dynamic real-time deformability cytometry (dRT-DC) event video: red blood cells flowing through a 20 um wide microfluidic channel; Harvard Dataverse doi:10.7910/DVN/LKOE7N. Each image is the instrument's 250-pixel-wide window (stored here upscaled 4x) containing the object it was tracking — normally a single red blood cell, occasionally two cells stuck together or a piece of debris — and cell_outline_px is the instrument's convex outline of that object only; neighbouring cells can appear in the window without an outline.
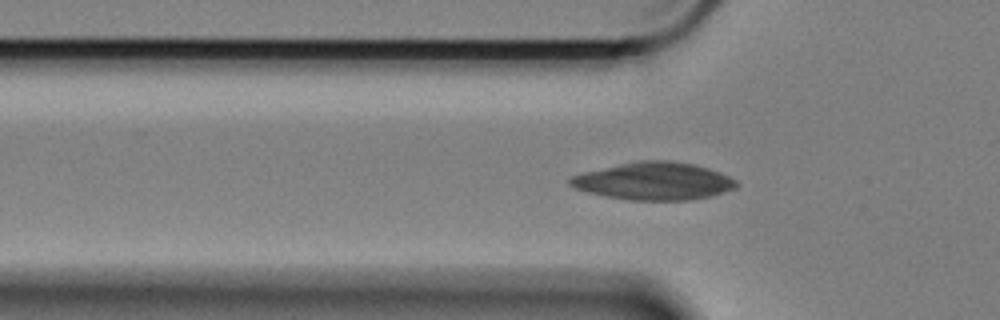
{"species": "Egyptian fruit bat (a non-hibernating species)", "species_latin": "Rousettus aegyptiacus", "temperature_condition": "cold", "stored_images_in_passage": 49, "camera_frame_rate_fps": 3000, "um_per_image_px": 0.085, "animal": {"sex": "female"}, "frame": {"image": 1, "passage_image": 15, "time_ms": 4.667, "image_size_px": [1000, 320], "cell_outline_px": [[740, 184], [736, 188], [712, 196], [692, 200], [624, 200], [604, 196], [588, 192], [576, 188], [568, 184], [568, 180], [572, 176], [584, 172], [620, 164], [640, 160], [672, 160], [696, 164], [720, 172], [736, 180]], "centroid_in_image_um": [55.62, 15.4], "position_along_channel_um": 70.2, "area_um2": 36.65}}
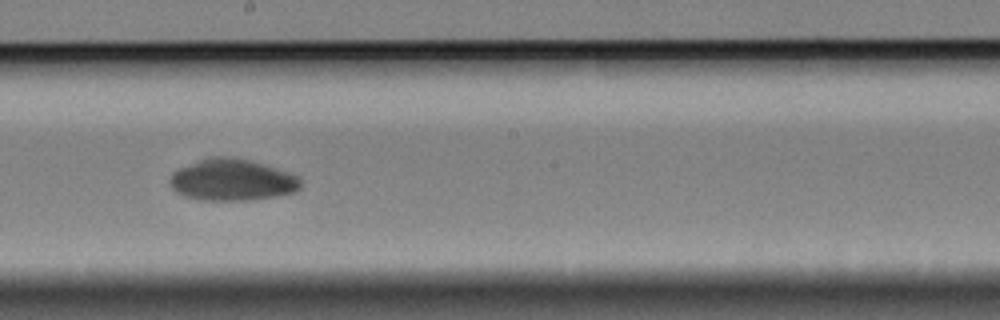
{"frame": {"image": 2, "passage_image": 29, "time_ms": 9.333, "image_size_px": [1000, 320], "cell_outline_px": [[300, 188], [296, 192], [276, 196], [252, 200], [200, 200], [184, 196], [176, 192], [172, 188], [168, 180], [172, 172], [204, 156], [232, 156], [252, 160], [300, 176]], "centroid_in_image_um": [19.71, 15.28], "position_along_channel_um": 228.5, "area_um2": 32.25}}
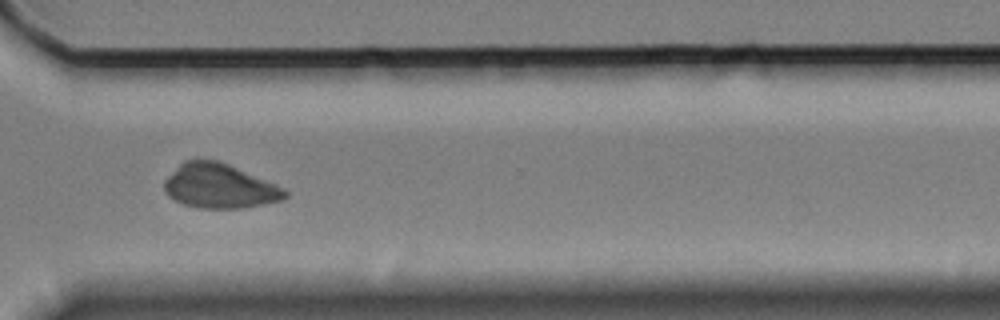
{"frame": {"image": 3, "passage_image": 40, "time_ms": 13.0, "image_size_px": [1000, 320], "cell_outline_px": [[288, 196], [284, 200], [244, 208], [200, 208], [184, 204], [168, 196], [164, 192], [164, 180], [184, 160], [220, 160], [276, 184], [284, 188], [288, 192]], "centroid_in_image_um": [18.68, 15.82], "position_along_channel_um": 351.9, "area_um2": 31.33}}